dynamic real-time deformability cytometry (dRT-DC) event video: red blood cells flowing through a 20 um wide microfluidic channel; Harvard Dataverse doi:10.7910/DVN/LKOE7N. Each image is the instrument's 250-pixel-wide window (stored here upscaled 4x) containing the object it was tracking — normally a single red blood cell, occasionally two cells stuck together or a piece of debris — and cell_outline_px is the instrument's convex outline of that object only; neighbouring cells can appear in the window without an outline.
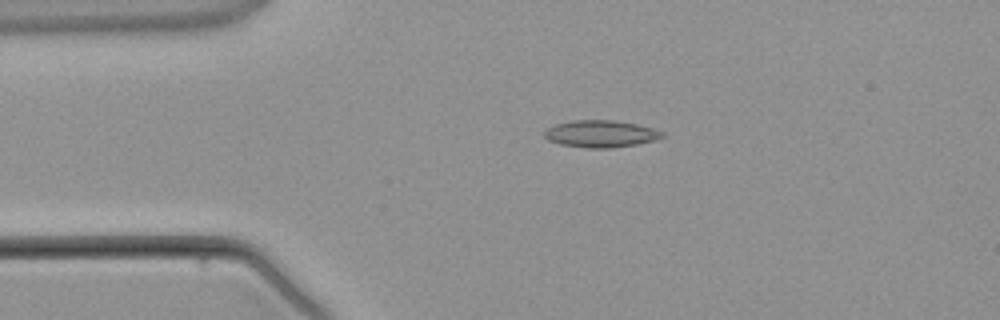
{"species": "common noctule bat (a hibernating species)", "species_latin": "Nyctalus noctula", "temperature_condition": "warm", "stored_images_in_passage": 3, "camera_frame_rate_fps": 3000, "um_per_image_px": 0.085, "animal": {"sex": "male", "body_mass_g": 21.5, "forearm_length_mm": 52.0}, "frame": {"image": 1, "passage_image": 3, "time_ms": 2.333, "image_size_px": [1000, 320], "cell_outline_px": [[664, 136], [652, 140], [636, 144], [612, 148], [588, 148], [560, 144], [548, 140], [544, 136], [544, 132], [548, 128], [556, 124], [572, 120], [612, 120], [636, 124], [652, 128], [664, 132]], "centroid_in_image_um": [51.04, 11.37], "position_along_channel_um": 34.0, "area_um2": 18.38}}